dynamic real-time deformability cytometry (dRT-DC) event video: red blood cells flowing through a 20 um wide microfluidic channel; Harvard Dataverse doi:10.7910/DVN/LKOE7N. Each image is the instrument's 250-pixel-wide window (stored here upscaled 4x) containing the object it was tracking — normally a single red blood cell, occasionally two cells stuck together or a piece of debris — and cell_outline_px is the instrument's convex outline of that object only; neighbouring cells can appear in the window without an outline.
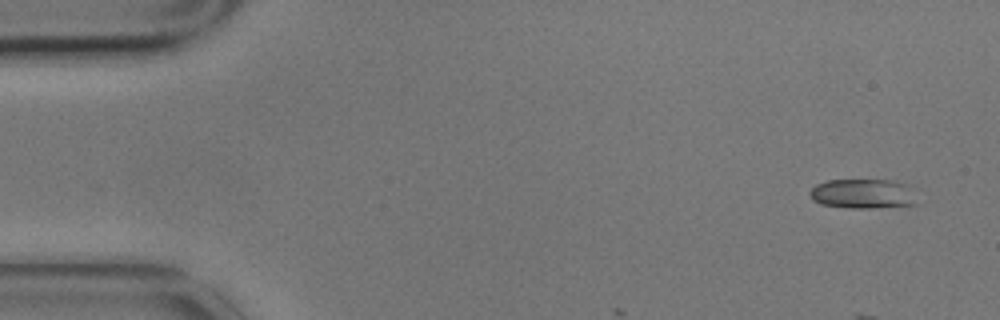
{"species": "common noctule bat (a hibernating species)", "species_latin": "Nyctalus noctula", "temperature_condition": "cold", "stored_images_in_passage": 3, "camera_frame_rate_fps": 3000, "um_per_image_px": 0.085, "animal": {"sex": "male", "body_mass_g": 17.9}, "frame": {"image": 1, "passage_image": 1, "time_ms": 0.0, "image_size_px": [1000, 320], "cell_outline_px": [[916, 204], [872, 208], [848, 208], [820, 204], [812, 200], [808, 192], [816, 184], [828, 180], [896, 180], [904, 184]], "centroid_in_image_um": [73.22, 16.47], "position_along_channel_um": 11.8, "area_um2": 18.15}}